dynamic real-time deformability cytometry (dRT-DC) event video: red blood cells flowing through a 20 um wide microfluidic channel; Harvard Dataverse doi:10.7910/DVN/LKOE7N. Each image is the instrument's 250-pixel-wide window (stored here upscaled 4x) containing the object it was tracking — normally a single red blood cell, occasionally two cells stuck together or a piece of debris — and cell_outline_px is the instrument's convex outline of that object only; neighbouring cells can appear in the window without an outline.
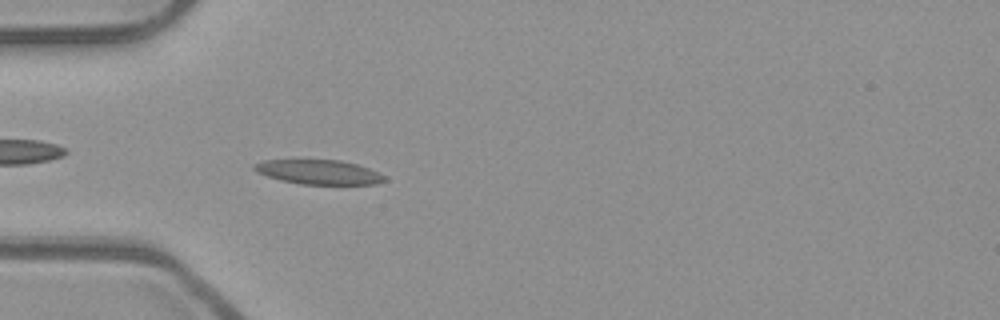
{"species": "common noctule bat (a hibernating species)", "species_latin": "Nyctalus noctula", "temperature_condition": "room temperature", "stored_images_in_passage": 52, "camera_frame_rate_fps": 3000, "um_per_image_px": 0.085, "animal": {"sex": "male", "body_mass_g": 23.1, "forearm_length_mm": 52.7}, "frame": {"image": 1, "passage_image": 16, "time_ms": 5.0, "image_size_px": [1000, 320], "cell_outline_px": [[388, 180], [376, 184], [300, 184], [280, 180], [256, 172], [252, 168], [252, 164], [264, 160], [340, 160], [356, 164], [368, 168], [384, 176]], "centroid_in_image_um": [27.06, 14.62], "position_along_channel_um": 57.9, "area_um2": 18.5}}
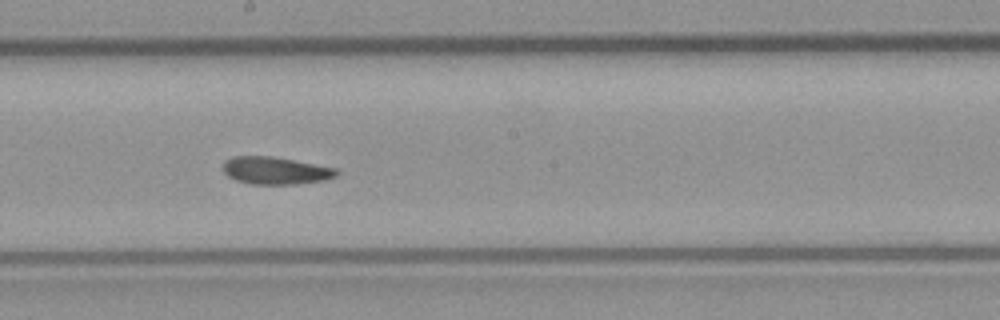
{"frame": {"image": 2, "passage_image": 29, "time_ms": 9.333, "image_size_px": [1000, 320], "cell_outline_px": [[340, 172], [336, 176], [324, 180], [296, 184], [252, 184], [236, 180], [228, 176], [224, 172], [224, 160], [232, 156], [272, 156], [336, 168]], "centroid_in_image_um": [23.41, 14.49], "position_along_channel_um": 224.8, "area_um2": 18.09}}
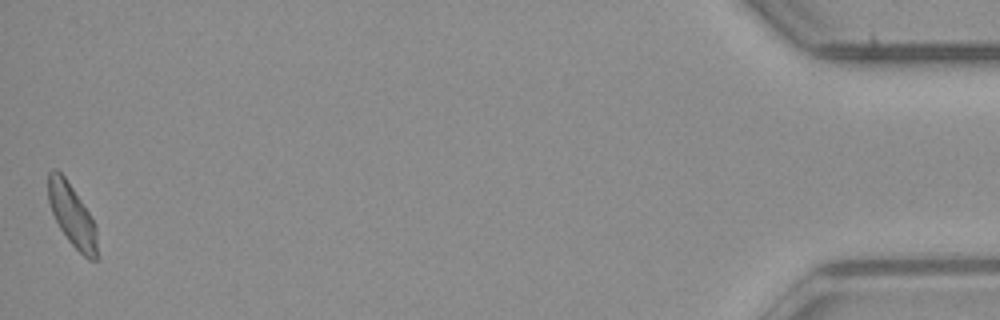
{"frame": {"image": 3, "passage_image": 52, "time_ms": 17.0, "image_size_px": [1000, 320], "cell_outline_px": [[100, 256], [96, 260], [88, 260], [68, 240], [60, 228], [52, 212], [48, 200], [48, 172], [52, 168], [56, 168], [64, 176], [88, 212], [96, 228]], "centroid_in_image_um": [6.14, 18.34], "position_along_channel_um": 429.1, "area_um2": 17.74}, "authors_computed_cell_mechanics": {"area_um2": 18.3804, "velocity_mm_per_s": 3.9418, "shape_relaxation_time_tau1_ms": null, "shape_relaxation_time_tau2_ms": 2.9121, "deformation_change_tau1": null, "deformation_change_tau2": 0.0874}}